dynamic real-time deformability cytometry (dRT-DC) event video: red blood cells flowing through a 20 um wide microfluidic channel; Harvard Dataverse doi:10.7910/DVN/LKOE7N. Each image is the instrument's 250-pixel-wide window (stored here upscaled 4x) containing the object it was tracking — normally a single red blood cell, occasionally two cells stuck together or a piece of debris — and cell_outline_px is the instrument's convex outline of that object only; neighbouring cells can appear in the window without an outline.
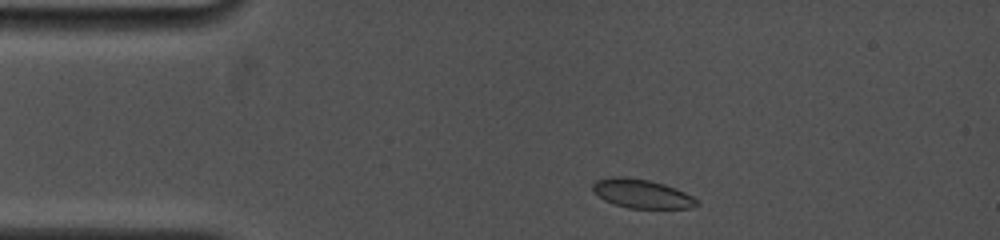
{"species": "common noctule bat (a hibernating species)", "species_latin": "Nyctalus noctula", "temperature_condition": "cold", "stored_images_in_passage": 60, "camera_frame_rate_fps": 5000, "um_per_image_px": 0.085, "animal": {"sex": "female", "body_mass_g": 19.0, "forearm_length_mm": 53.3}, "frame": {"image": 1, "passage_image": 2, "time_ms": 0.4, "image_size_px": [1000, 240], "cell_outline_px": [[700, 204], [692, 208], [628, 208], [604, 200], [592, 188], [592, 184], [596, 180], [612, 176], [624, 176], [648, 180], [664, 184], [676, 188], [700, 200]], "centroid_in_image_um": [54.59, 16.46], "position_along_channel_um": 30.4, "area_um2": 17.51}}
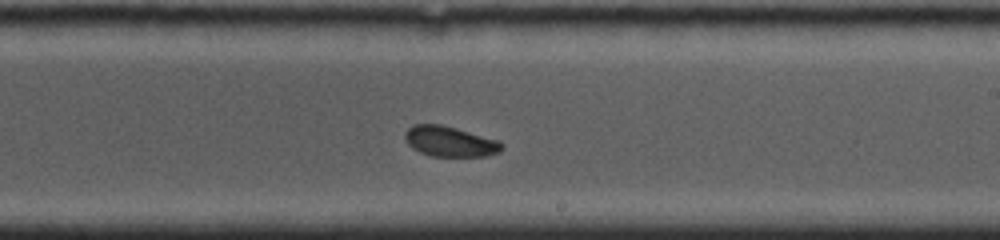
{"frame": {"image": 2, "passage_image": 34, "time_ms": 7.4, "image_size_px": [1000, 240], "cell_outline_px": [[504, 148], [500, 152], [484, 156], [432, 156], [420, 152], [412, 148], [404, 140], [404, 132], [412, 124], [440, 124], [456, 128], [500, 140], [504, 144]], "centroid_in_image_um": [38.24, 12.02], "position_along_channel_um": 250.8, "area_um2": 17.34}}
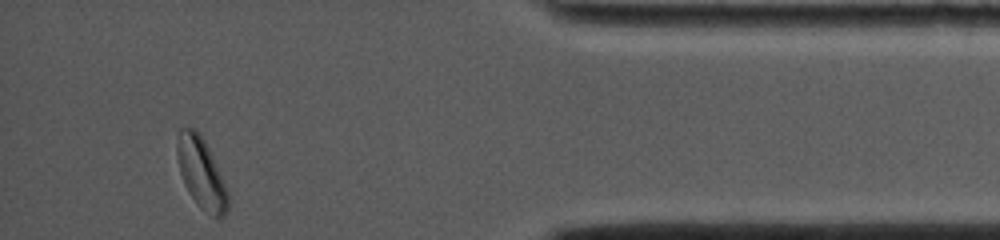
{"frame": {"image": 3, "passage_image": 60, "time_ms": 12.6, "image_size_px": [1000, 240], "cell_outline_px": [[228, 212], [224, 216], [212, 216], [200, 208], [188, 192], [184, 184], [180, 172], [176, 156], [176, 144], [180, 128], [192, 128], [200, 132], [212, 156], [228, 192]], "centroid_in_image_um": [17.08, 14.71], "position_along_channel_um": 418.1, "area_um2": 20.81}, "authors_computed_cell_mechanics": {"area_um2": 17.8602, "velocity_mm_per_s": 3.7846, "shape_relaxation_time_tau1_ms": 1.632, "shape_relaxation_time_tau2_ms": 3.1307, "deformation_change_tau1": 0.0778, "deformation_change_tau2": 0.0591}}